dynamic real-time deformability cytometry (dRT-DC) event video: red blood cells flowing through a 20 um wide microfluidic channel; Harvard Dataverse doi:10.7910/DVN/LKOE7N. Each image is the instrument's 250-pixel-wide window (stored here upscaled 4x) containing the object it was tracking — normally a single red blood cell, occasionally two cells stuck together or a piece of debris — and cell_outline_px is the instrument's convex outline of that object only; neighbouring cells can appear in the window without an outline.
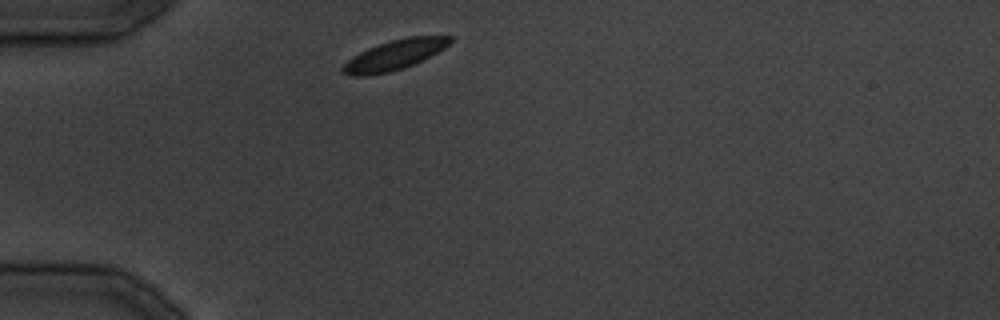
{"species": "common noctule bat (a hibernating species)", "species_latin": "Nyctalus noctula", "temperature_condition": "cold", "stored_images_in_passage": 7, "camera_frame_rate_fps": 3000, "um_per_image_px": 0.085, "animal": {"sex": "male", "body_mass_g": 19.5, "forearm_length_mm": 54.6}, "frame": {"image": 1, "passage_image": 1, "time_ms": 0.0, "image_size_px": [1000, 320], "cell_outline_px": [[452, 40], [444, 48], [412, 64], [388, 72], [364, 76], [352, 76], [340, 72], [340, 68], [352, 56], [368, 48], [392, 40], [408, 36], [452, 36]], "centroid_in_image_um": [33.47, 4.67], "position_along_channel_um": 51.5, "area_um2": 18.26}}
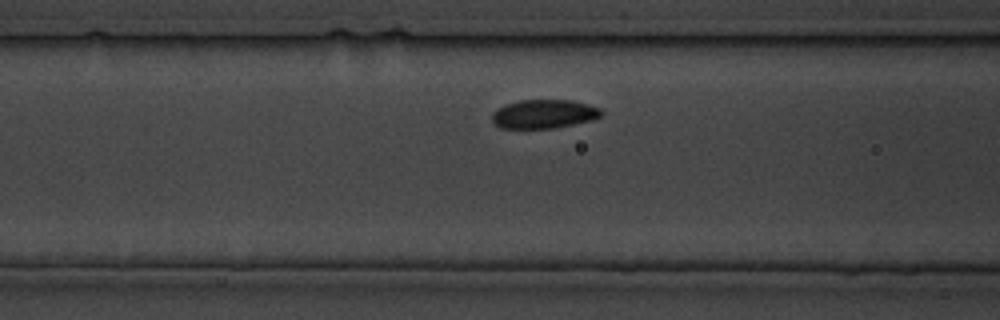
{"frame": {"image": 2, "passage_image": 6, "time_ms": 5.667, "image_size_px": [1000, 320], "cell_outline_px": [[604, 112], [600, 116], [592, 120], [556, 128], [500, 128], [492, 120], [492, 112], [508, 104], [520, 100], [572, 100], [600, 108]], "centroid_in_image_um": [46.26, 9.69], "position_along_channel_um": 120.3, "area_um2": 18.21}}